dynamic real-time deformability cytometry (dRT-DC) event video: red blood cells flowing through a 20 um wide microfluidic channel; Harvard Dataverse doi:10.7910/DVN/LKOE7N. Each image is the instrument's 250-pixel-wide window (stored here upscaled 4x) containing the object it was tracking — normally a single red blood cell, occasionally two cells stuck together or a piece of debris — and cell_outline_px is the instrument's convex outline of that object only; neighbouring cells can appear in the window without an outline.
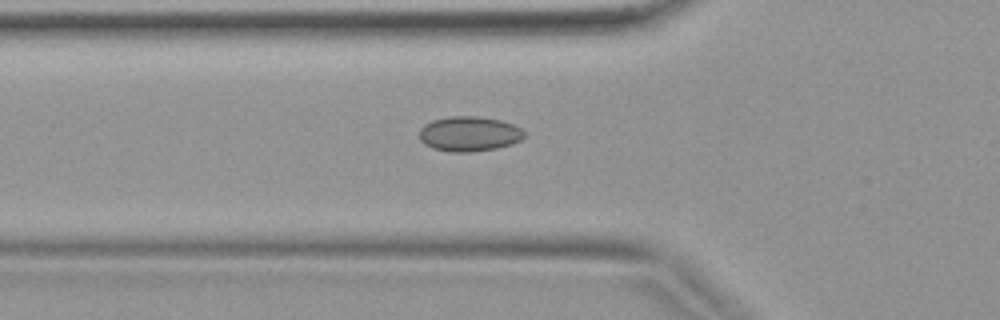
{"species": "common noctule bat (a hibernating species)", "species_latin": "Nyctalus noctula", "temperature_condition": "warm", "stored_images_in_passage": 34, "camera_frame_rate_fps": 3000, "um_per_image_px": 0.085, "animal": {"sex": "female", "body_mass_g": 19.9}, "frame": {"image": 1, "passage_image": 12, "time_ms": 3.667, "image_size_px": [1000, 320], "cell_outline_px": [[524, 136], [520, 140], [512, 144], [496, 148], [468, 152], [452, 152], [432, 148], [424, 144], [420, 140], [420, 128], [424, 124], [432, 120], [448, 116], [476, 116], [500, 120], [512, 124], [520, 128], [524, 132]], "centroid_in_image_um": [39.85, 11.37], "position_along_channel_um": 86.0, "area_um2": 21.33}}
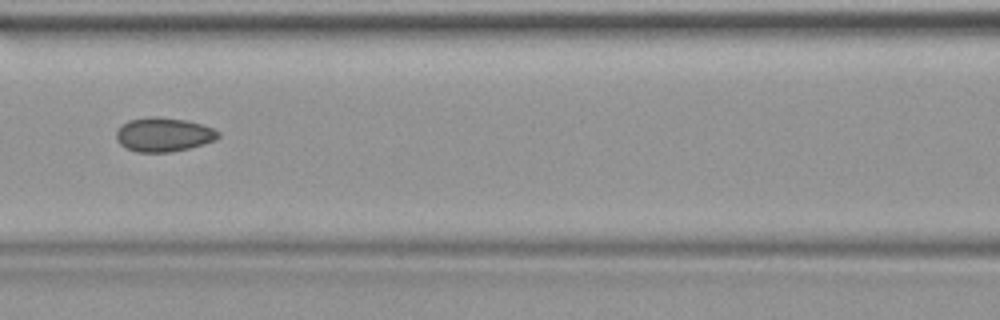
{"frame": {"image": 2, "passage_image": 16, "time_ms": 5.0, "image_size_px": [1000, 320], "cell_outline_px": [[220, 136], [216, 140], [204, 144], [188, 148], [168, 152], [136, 152], [120, 144], [116, 140], [116, 132], [128, 120], [148, 116], [160, 116], [188, 120], [212, 128], [220, 132]], "centroid_in_image_um": [13.92, 11.43], "position_along_channel_um": 152.7, "area_um2": 20.29}}
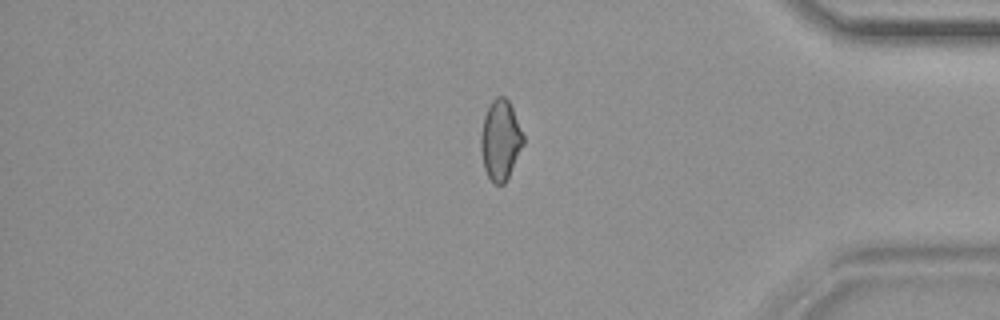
{"frame": {"image": 3, "passage_image": 32, "time_ms": 10.333, "image_size_px": [1000, 320], "cell_outline_px": [[524, 144], [504, 184], [492, 184], [484, 168], [480, 148], [480, 136], [484, 116], [492, 100], [496, 96], [504, 96], [508, 100], [512, 108], [524, 136]], "centroid_in_image_um": [42.52, 11.91], "position_along_channel_um": 392.7, "area_um2": 19.71}}